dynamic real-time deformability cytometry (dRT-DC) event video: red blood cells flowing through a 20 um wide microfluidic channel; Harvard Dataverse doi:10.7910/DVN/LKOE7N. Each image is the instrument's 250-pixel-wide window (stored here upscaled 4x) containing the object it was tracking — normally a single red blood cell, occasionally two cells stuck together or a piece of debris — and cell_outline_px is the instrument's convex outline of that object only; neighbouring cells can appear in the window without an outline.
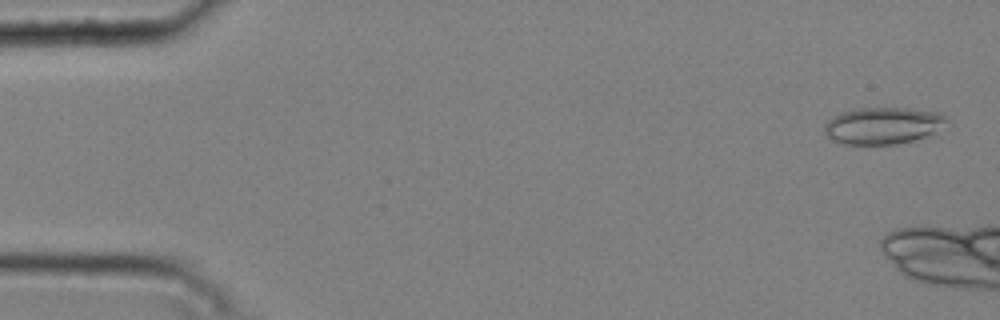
{"species": "common noctule bat (a hibernating species)", "species_latin": "Nyctalus noctula", "temperature_condition": "cold", "stored_images_in_passage": 9, "camera_frame_rate_fps": 3000, "um_per_image_px": 0.085, "animal": {"sex": "male", "body_mass_g": 20.4}, "frame": {"image": 1, "passage_image": 2, "time_ms": 0.333, "image_size_px": [1000, 320], "cell_outline_px": [[948, 120], [932, 132], [924, 136], [912, 140], [896, 144], [844, 144], [832, 140], [824, 132], [824, 124], [828, 120], [844, 112], [860, 108], [908, 108], [940, 112]], "centroid_in_image_um": [75.01, 10.67], "position_along_channel_um": 10.0, "area_um2": 25.72}}